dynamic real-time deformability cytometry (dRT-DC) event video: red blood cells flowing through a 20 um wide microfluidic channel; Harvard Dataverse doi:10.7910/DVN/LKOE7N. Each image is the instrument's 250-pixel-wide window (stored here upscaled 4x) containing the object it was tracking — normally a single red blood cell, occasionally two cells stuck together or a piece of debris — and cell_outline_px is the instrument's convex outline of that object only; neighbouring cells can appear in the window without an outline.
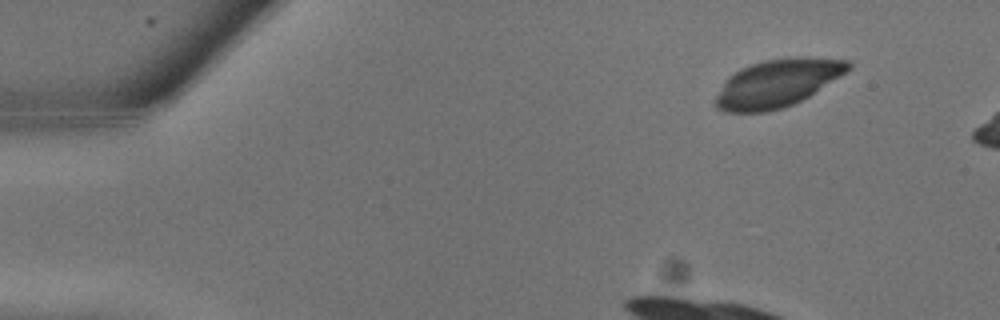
{"species": "common noctule bat (a hibernating species)", "species_latin": "Nyctalus noctula", "temperature_condition": "warm", "stored_images_in_passage": 15, "camera_frame_rate_fps": 3000, "um_per_image_px": 0.085, "animal": {"sex": "male", "body_mass_g": 13.3}, "frame": {"image": 1, "passage_image": 3, "time_ms": 0.667, "image_size_px": [1000, 320], "cell_outline_px": [[852, 68], [848, 72], [808, 96], [784, 108], [768, 112], [724, 112], [716, 108], [716, 96], [728, 76], [752, 64], [764, 60], [792, 56], [796, 56], [848, 60], [852, 64]], "centroid_in_image_um": [66.11, 7.06], "position_along_channel_um": 18.9, "area_um2": 36.76}}